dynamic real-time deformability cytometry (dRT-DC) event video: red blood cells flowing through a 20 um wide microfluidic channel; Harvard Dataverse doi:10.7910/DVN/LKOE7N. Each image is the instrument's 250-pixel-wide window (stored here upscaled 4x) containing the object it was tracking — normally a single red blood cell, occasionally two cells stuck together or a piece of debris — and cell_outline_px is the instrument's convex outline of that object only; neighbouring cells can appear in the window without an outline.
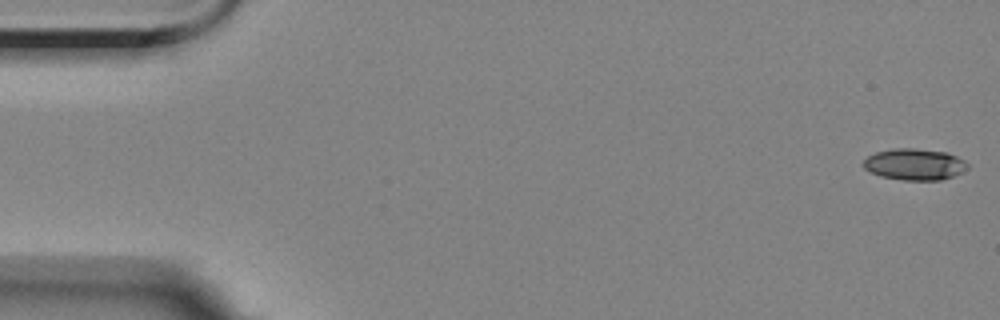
{"species": "Egyptian fruit bat (a non-hibernating species)", "species_latin": "Rousettus aegyptiacus", "temperature_condition": "room temperature", "stored_images_in_passage": 12, "camera_frame_rate_fps": 3000, "um_per_image_px": 0.085, "animal": {"sex": "female"}, "frame": {"image": 1, "passage_image": 1, "time_ms": 0.0, "image_size_px": [1000, 320], "cell_outline_px": [[968, 168], [964, 172], [940, 180], [904, 180], [880, 176], [864, 168], [864, 160], [868, 156], [876, 152], [896, 148], [916, 148], [948, 152], [964, 160], [968, 164]], "centroid_in_image_um": [77.77, 13.96], "position_along_channel_um": 7.2, "area_um2": 19.07}}